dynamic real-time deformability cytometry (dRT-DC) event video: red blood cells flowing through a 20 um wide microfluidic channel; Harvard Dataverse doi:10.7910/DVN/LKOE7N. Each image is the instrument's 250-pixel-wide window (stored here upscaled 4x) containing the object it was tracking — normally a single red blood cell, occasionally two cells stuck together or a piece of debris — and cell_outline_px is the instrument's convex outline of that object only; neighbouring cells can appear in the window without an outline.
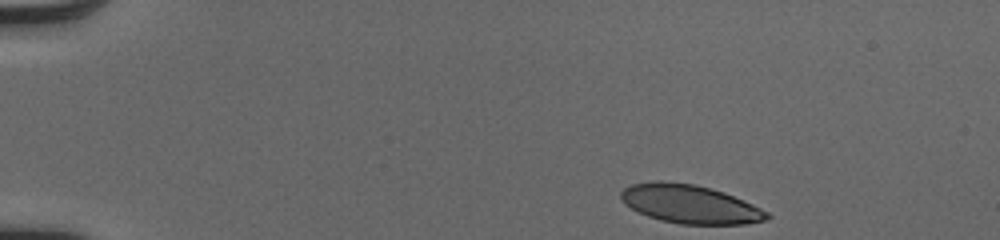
{"species": "human", "species_latin": "Homo sapiens", "temperature_condition": "cold", "stored_images_in_passage": 44, "camera_frame_rate_fps": 3000, "um_per_image_px": 0.085, "donor": {"sex": "male"}, "frame": {"image": 1, "passage_image": 1, "time_ms": 0.0, "image_size_px": [1000, 240], "cell_outline_px": [[772, 216], [768, 220], [744, 224], [680, 224], [660, 220], [648, 216], [624, 204], [620, 200], [620, 192], [624, 188], [632, 184], [656, 180], [660, 180], [696, 184], [724, 192], [744, 200], [768, 212]], "centroid_in_image_um": [58.64, 17.34], "position_along_channel_um": 26.4, "area_um2": 33.0}}
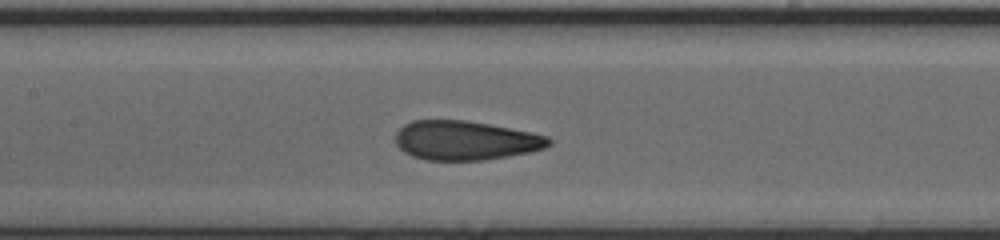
{"frame": {"image": 2, "passage_image": 19, "time_ms": 6.0, "image_size_px": [1000, 240], "cell_outline_px": [[552, 144], [544, 148], [528, 152], [508, 156], [484, 160], [428, 160], [412, 156], [404, 152], [396, 144], [396, 132], [404, 124], [412, 120], [464, 120], [488, 124], [532, 132], [548, 136], [552, 140]], "centroid_in_image_um": [39.56, 11.93], "position_along_channel_um": 167.8, "area_um2": 35.03}}
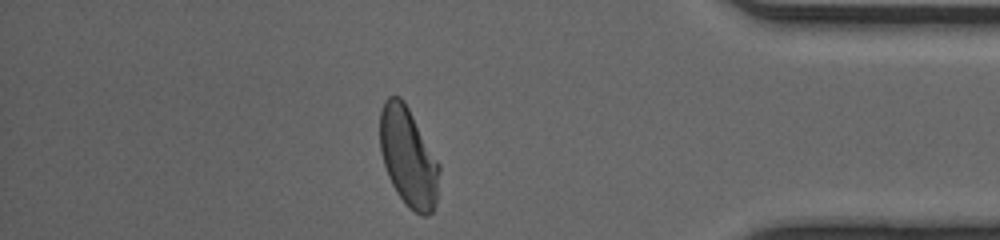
{"frame": {"image": 3, "passage_image": 38, "time_ms": 12.333, "image_size_px": [1000, 240], "cell_outline_px": [[440, 172], [436, 200], [432, 212], [428, 216], [420, 216], [408, 208], [396, 192], [388, 176], [380, 152], [380, 112], [384, 100], [388, 96], [400, 96], [404, 100], [440, 164]], "centroid_in_image_um": [34.7, 13.36], "position_along_channel_um": 400.5, "area_um2": 34.45}, "authors_computed_cell_mechanics": {"area_um2": 34.8534, "velocity_mm_per_s": 4.0979, "shape_relaxation_time_tau1_ms": 4.5192, "shape_relaxation_time_tau2_ms": 0.7283, "deformation_change_tau1": 0.161, "deformation_change_tau2": 0.0668}}